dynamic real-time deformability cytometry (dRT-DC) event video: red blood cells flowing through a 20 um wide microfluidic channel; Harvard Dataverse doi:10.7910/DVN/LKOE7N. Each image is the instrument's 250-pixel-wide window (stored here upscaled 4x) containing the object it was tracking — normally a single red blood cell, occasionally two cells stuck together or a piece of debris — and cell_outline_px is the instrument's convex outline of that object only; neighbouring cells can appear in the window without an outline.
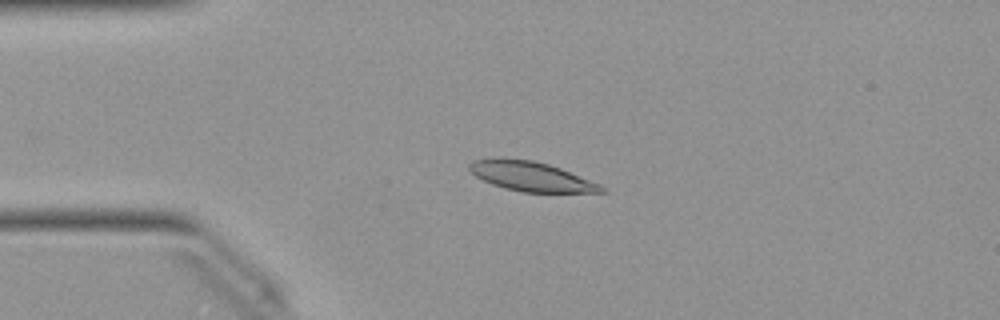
{"species": "Egyptian fruit bat (a non-hibernating species)", "species_latin": "Rousettus aegyptiacus", "temperature_condition": "warm", "stored_images_in_passage": 51, "camera_frame_rate_fps": 3000, "um_per_image_px": 0.085, "animal": {"sex": "female"}, "frame": {"image": 1, "passage_image": 12, "time_ms": 3.667, "image_size_px": [1000, 320], "cell_outline_px": [[608, 192], [520, 192], [504, 188], [492, 184], [476, 176], [468, 168], [468, 164], [472, 160], [492, 156], [500, 156], [532, 160], [548, 164], [560, 168], [600, 184]], "centroid_in_image_um": [45.07, 14.96], "position_along_channel_um": 39.9, "area_um2": 23.0}}
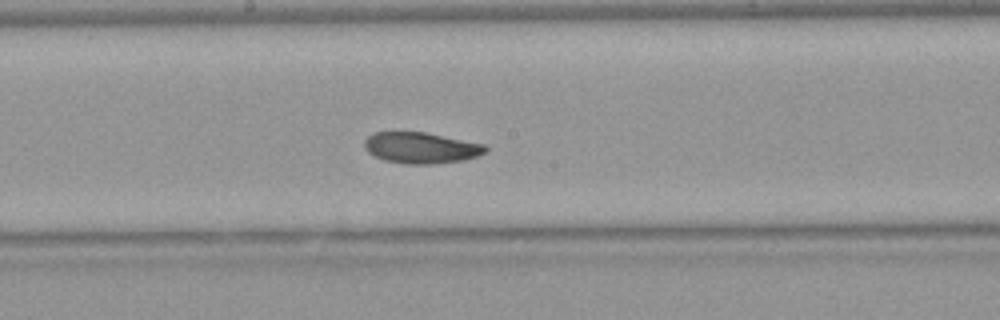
{"frame": {"image": 2, "passage_image": 27, "time_ms": 8.667, "image_size_px": [1000, 320], "cell_outline_px": [[488, 148], [484, 152], [476, 156], [464, 160], [432, 164], [408, 164], [384, 160], [368, 152], [364, 148], [364, 140], [372, 132], [424, 132], [484, 144]], "centroid_in_image_um": [35.75, 12.56], "position_along_channel_um": 212.4, "area_um2": 21.79}}
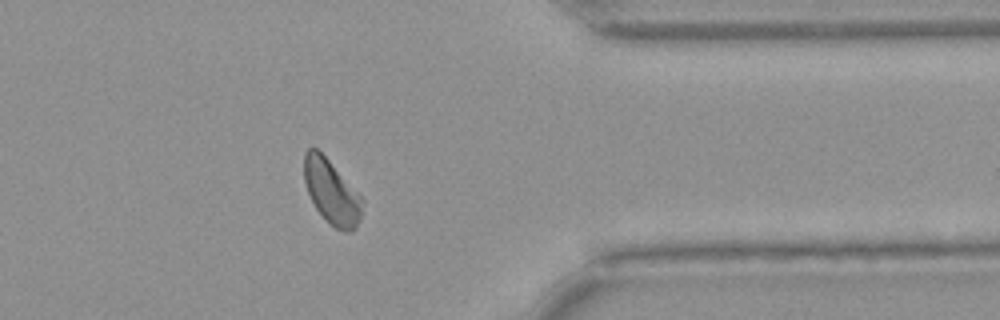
{"frame": {"image": 3, "passage_image": 41, "time_ms": 13.333, "image_size_px": [1000, 320], "cell_outline_px": [[364, 200], [360, 220], [356, 228], [352, 232], [344, 232], [336, 228], [316, 208], [308, 192], [304, 180], [304, 152], [308, 148], [316, 148], [328, 160]], "centroid_in_image_um": [28.19, 16.33], "position_along_channel_um": 383.2, "area_um2": 21.27}, "authors_computed_cell_mechanics": {"area_um2": 22.253, "velocity_mm_per_s": 3.9877, "shape_relaxation_time_tau1_ms": 3.8644, "shape_relaxation_time_tau2_ms": 5.1801, "deformation_change_tau1": 0.1312, "deformation_change_tau2": 0.0827}}